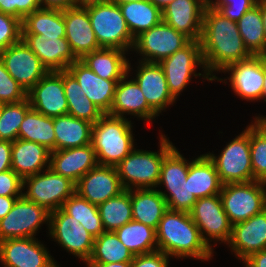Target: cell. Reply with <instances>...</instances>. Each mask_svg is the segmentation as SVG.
<instances>
[{"instance_id":"obj_13","label":"cell","mask_w":266,"mask_h":267,"mask_svg":"<svg viewBox=\"0 0 266 267\" xmlns=\"http://www.w3.org/2000/svg\"><path fill=\"white\" fill-rule=\"evenodd\" d=\"M189 213L209 248L213 250L210 243L212 240L214 243L216 240L228 244L232 234V224L223 209L219 194L197 199Z\"/></svg>"},{"instance_id":"obj_29","label":"cell","mask_w":266,"mask_h":267,"mask_svg":"<svg viewBox=\"0 0 266 267\" xmlns=\"http://www.w3.org/2000/svg\"><path fill=\"white\" fill-rule=\"evenodd\" d=\"M186 180H189L190 191L196 199L218 195L223 186L216 167L207 154L189 161Z\"/></svg>"},{"instance_id":"obj_22","label":"cell","mask_w":266,"mask_h":267,"mask_svg":"<svg viewBox=\"0 0 266 267\" xmlns=\"http://www.w3.org/2000/svg\"><path fill=\"white\" fill-rule=\"evenodd\" d=\"M22 40L41 60L48 71H62L78 59L65 37L22 34Z\"/></svg>"},{"instance_id":"obj_40","label":"cell","mask_w":266,"mask_h":267,"mask_svg":"<svg viewBox=\"0 0 266 267\" xmlns=\"http://www.w3.org/2000/svg\"><path fill=\"white\" fill-rule=\"evenodd\" d=\"M61 209L79 221L95 238L105 232L98 206L91 204L76 192L63 203Z\"/></svg>"},{"instance_id":"obj_46","label":"cell","mask_w":266,"mask_h":267,"mask_svg":"<svg viewBox=\"0 0 266 267\" xmlns=\"http://www.w3.org/2000/svg\"><path fill=\"white\" fill-rule=\"evenodd\" d=\"M25 99L27 92L12 78L0 60V103H18Z\"/></svg>"},{"instance_id":"obj_2","label":"cell","mask_w":266,"mask_h":267,"mask_svg":"<svg viewBox=\"0 0 266 267\" xmlns=\"http://www.w3.org/2000/svg\"><path fill=\"white\" fill-rule=\"evenodd\" d=\"M158 250L170 257L208 261L213 250L203 241L190 213L167 209L156 230Z\"/></svg>"},{"instance_id":"obj_64","label":"cell","mask_w":266,"mask_h":267,"mask_svg":"<svg viewBox=\"0 0 266 267\" xmlns=\"http://www.w3.org/2000/svg\"><path fill=\"white\" fill-rule=\"evenodd\" d=\"M243 263H245V267H252L249 263H247L245 260H243Z\"/></svg>"},{"instance_id":"obj_51","label":"cell","mask_w":266,"mask_h":267,"mask_svg":"<svg viewBox=\"0 0 266 267\" xmlns=\"http://www.w3.org/2000/svg\"><path fill=\"white\" fill-rule=\"evenodd\" d=\"M40 8L38 0H17V18L23 20L26 15Z\"/></svg>"},{"instance_id":"obj_58","label":"cell","mask_w":266,"mask_h":267,"mask_svg":"<svg viewBox=\"0 0 266 267\" xmlns=\"http://www.w3.org/2000/svg\"><path fill=\"white\" fill-rule=\"evenodd\" d=\"M107 1L109 0H74V7L87 8Z\"/></svg>"},{"instance_id":"obj_19","label":"cell","mask_w":266,"mask_h":267,"mask_svg":"<svg viewBox=\"0 0 266 267\" xmlns=\"http://www.w3.org/2000/svg\"><path fill=\"white\" fill-rule=\"evenodd\" d=\"M206 6L204 0H174L162 9V21L191 40H200Z\"/></svg>"},{"instance_id":"obj_54","label":"cell","mask_w":266,"mask_h":267,"mask_svg":"<svg viewBox=\"0 0 266 267\" xmlns=\"http://www.w3.org/2000/svg\"><path fill=\"white\" fill-rule=\"evenodd\" d=\"M17 198L20 197L0 196V220L3 219L11 211Z\"/></svg>"},{"instance_id":"obj_53","label":"cell","mask_w":266,"mask_h":267,"mask_svg":"<svg viewBox=\"0 0 266 267\" xmlns=\"http://www.w3.org/2000/svg\"><path fill=\"white\" fill-rule=\"evenodd\" d=\"M245 261L252 267H266V249L251 254Z\"/></svg>"},{"instance_id":"obj_26","label":"cell","mask_w":266,"mask_h":267,"mask_svg":"<svg viewBox=\"0 0 266 267\" xmlns=\"http://www.w3.org/2000/svg\"><path fill=\"white\" fill-rule=\"evenodd\" d=\"M98 164L92 144L51 151L49 168L75 184Z\"/></svg>"},{"instance_id":"obj_55","label":"cell","mask_w":266,"mask_h":267,"mask_svg":"<svg viewBox=\"0 0 266 267\" xmlns=\"http://www.w3.org/2000/svg\"><path fill=\"white\" fill-rule=\"evenodd\" d=\"M0 12L17 17V0H0Z\"/></svg>"},{"instance_id":"obj_47","label":"cell","mask_w":266,"mask_h":267,"mask_svg":"<svg viewBox=\"0 0 266 267\" xmlns=\"http://www.w3.org/2000/svg\"><path fill=\"white\" fill-rule=\"evenodd\" d=\"M258 0H210L207 6L224 17L237 22Z\"/></svg>"},{"instance_id":"obj_1","label":"cell","mask_w":266,"mask_h":267,"mask_svg":"<svg viewBox=\"0 0 266 267\" xmlns=\"http://www.w3.org/2000/svg\"><path fill=\"white\" fill-rule=\"evenodd\" d=\"M200 46L206 72L220 82L213 72H221L228 65L246 60L252 55L244 45L237 23L217 10L206 6L203 15Z\"/></svg>"},{"instance_id":"obj_11","label":"cell","mask_w":266,"mask_h":267,"mask_svg":"<svg viewBox=\"0 0 266 267\" xmlns=\"http://www.w3.org/2000/svg\"><path fill=\"white\" fill-rule=\"evenodd\" d=\"M50 212L24 196L17 198L11 211L0 220V241L10 238H35L43 223L49 228Z\"/></svg>"},{"instance_id":"obj_24","label":"cell","mask_w":266,"mask_h":267,"mask_svg":"<svg viewBox=\"0 0 266 267\" xmlns=\"http://www.w3.org/2000/svg\"><path fill=\"white\" fill-rule=\"evenodd\" d=\"M126 74L116 85L113 103L108 114L125 118L127 113L144 121H153L159 116L147 103L143 92L134 79Z\"/></svg>"},{"instance_id":"obj_43","label":"cell","mask_w":266,"mask_h":267,"mask_svg":"<svg viewBox=\"0 0 266 267\" xmlns=\"http://www.w3.org/2000/svg\"><path fill=\"white\" fill-rule=\"evenodd\" d=\"M250 153L253 181L266 179V139L250 124Z\"/></svg>"},{"instance_id":"obj_41","label":"cell","mask_w":266,"mask_h":267,"mask_svg":"<svg viewBox=\"0 0 266 267\" xmlns=\"http://www.w3.org/2000/svg\"><path fill=\"white\" fill-rule=\"evenodd\" d=\"M31 108L29 100L18 103H2L0 115V140L15 141L18 139V131L26 112Z\"/></svg>"},{"instance_id":"obj_39","label":"cell","mask_w":266,"mask_h":267,"mask_svg":"<svg viewBox=\"0 0 266 267\" xmlns=\"http://www.w3.org/2000/svg\"><path fill=\"white\" fill-rule=\"evenodd\" d=\"M132 252L119 240L115 232H103L95 238L93 251L87 263L131 262Z\"/></svg>"},{"instance_id":"obj_30","label":"cell","mask_w":266,"mask_h":267,"mask_svg":"<svg viewBox=\"0 0 266 267\" xmlns=\"http://www.w3.org/2000/svg\"><path fill=\"white\" fill-rule=\"evenodd\" d=\"M55 151L91 144L93 124L69 114L53 118Z\"/></svg>"},{"instance_id":"obj_18","label":"cell","mask_w":266,"mask_h":267,"mask_svg":"<svg viewBox=\"0 0 266 267\" xmlns=\"http://www.w3.org/2000/svg\"><path fill=\"white\" fill-rule=\"evenodd\" d=\"M223 73H230L228 80L234 93L242 100L261 99L264 84V56L250 58L228 65Z\"/></svg>"},{"instance_id":"obj_63","label":"cell","mask_w":266,"mask_h":267,"mask_svg":"<svg viewBox=\"0 0 266 267\" xmlns=\"http://www.w3.org/2000/svg\"><path fill=\"white\" fill-rule=\"evenodd\" d=\"M111 2H114L116 4H123V3H128V2H140V1H143V0H109Z\"/></svg>"},{"instance_id":"obj_42","label":"cell","mask_w":266,"mask_h":267,"mask_svg":"<svg viewBox=\"0 0 266 267\" xmlns=\"http://www.w3.org/2000/svg\"><path fill=\"white\" fill-rule=\"evenodd\" d=\"M189 162L174 147L165 157L161 165L159 186H179L186 182Z\"/></svg>"},{"instance_id":"obj_12","label":"cell","mask_w":266,"mask_h":267,"mask_svg":"<svg viewBox=\"0 0 266 267\" xmlns=\"http://www.w3.org/2000/svg\"><path fill=\"white\" fill-rule=\"evenodd\" d=\"M49 235L81 261L91 257L95 237L61 208L50 212Z\"/></svg>"},{"instance_id":"obj_59","label":"cell","mask_w":266,"mask_h":267,"mask_svg":"<svg viewBox=\"0 0 266 267\" xmlns=\"http://www.w3.org/2000/svg\"><path fill=\"white\" fill-rule=\"evenodd\" d=\"M261 16H262V22H263V28L266 36V1L261 0Z\"/></svg>"},{"instance_id":"obj_31","label":"cell","mask_w":266,"mask_h":267,"mask_svg":"<svg viewBox=\"0 0 266 267\" xmlns=\"http://www.w3.org/2000/svg\"><path fill=\"white\" fill-rule=\"evenodd\" d=\"M132 218L157 230L168 209L165 198L155 189H131Z\"/></svg>"},{"instance_id":"obj_25","label":"cell","mask_w":266,"mask_h":267,"mask_svg":"<svg viewBox=\"0 0 266 267\" xmlns=\"http://www.w3.org/2000/svg\"><path fill=\"white\" fill-rule=\"evenodd\" d=\"M67 70L80 84L85 96L105 114L109 113L117 83L120 80H107L96 75L81 60L73 62Z\"/></svg>"},{"instance_id":"obj_28","label":"cell","mask_w":266,"mask_h":267,"mask_svg":"<svg viewBox=\"0 0 266 267\" xmlns=\"http://www.w3.org/2000/svg\"><path fill=\"white\" fill-rule=\"evenodd\" d=\"M126 52L116 48H100L86 54L81 61L101 78L121 80L132 69Z\"/></svg>"},{"instance_id":"obj_38","label":"cell","mask_w":266,"mask_h":267,"mask_svg":"<svg viewBox=\"0 0 266 267\" xmlns=\"http://www.w3.org/2000/svg\"><path fill=\"white\" fill-rule=\"evenodd\" d=\"M98 210L104 230L115 232L118 228L133 220L131 189L124 190L118 196L99 204Z\"/></svg>"},{"instance_id":"obj_37","label":"cell","mask_w":266,"mask_h":267,"mask_svg":"<svg viewBox=\"0 0 266 267\" xmlns=\"http://www.w3.org/2000/svg\"><path fill=\"white\" fill-rule=\"evenodd\" d=\"M115 234L134 256L158 250L156 230L141 222L131 220L118 228Z\"/></svg>"},{"instance_id":"obj_8","label":"cell","mask_w":266,"mask_h":267,"mask_svg":"<svg viewBox=\"0 0 266 267\" xmlns=\"http://www.w3.org/2000/svg\"><path fill=\"white\" fill-rule=\"evenodd\" d=\"M42 173V174H41ZM23 196L49 212L60 209L63 203L75 193L76 184L69 178L47 168L44 171L23 179Z\"/></svg>"},{"instance_id":"obj_35","label":"cell","mask_w":266,"mask_h":267,"mask_svg":"<svg viewBox=\"0 0 266 267\" xmlns=\"http://www.w3.org/2000/svg\"><path fill=\"white\" fill-rule=\"evenodd\" d=\"M244 45L252 56H266V36L261 16V0L237 22Z\"/></svg>"},{"instance_id":"obj_15","label":"cell","mask_w":266,"mask_h":267,"mask_svg":"<svg viewBox=\"0 0 266 267\" xmlns=\"http://www.w3.org/2000/svg\"><path fill=\"white\" fill-rule=\"evenodd\" d=\"M0 60L26 92L49 72L23 40L9 46L0 54Z\"/></svg>"},{"instance_id":"obj_23","label":"cell","mask_w":266,"mask_h":267,"mask_svg":"<svg viewBox=\"0 0 266 267\" xmlns=\"http://www.w3.org/2000/svg\"><path fill=\"white\" fill-rule=\"evenodd\" d=\"M66 40L74 56L81 60L86 54L99 50V46L86 8L63 9Z\"/></svg>"},{"instance_id":"obj_14","label":"cell","mask_w":266,"mask_h":267,"mask_svg":"<svg viewBox=\"0 0 266 267\" xmlns=\"http://www.w3.org/2000/svg\"><path fill=\"white\" fill-rule=\"evenodd\" d=\"M31 108L54 118L68 114L67 99L63 85V70L49 71L28 92Z\"/></svg>"},{"instance_id":"obj_6","label":"cell","mask_w":266,"mask_h":267,"mask_svg":"<svg viewBox=\"0 0 266 267\" xmlns=\"http://www.w3.org/2000/svg\"><path fill=\"white\" fill-rule=\"evenodd\" d=\"M213 161L222 184L253 181L250 153V125L224 147L220 155L207 154Z\"/></svg>"},{"instance_id":"obj_4","label":"cell","mask_w":266,"mask_h":267,"mask_svg":"<svg viewBox=\"0 0 266 267\" xmlns=\"http://www.w3.org/2000/svg\"><path fill=\"white\" fill-rule=\"evenodd\" d=\"M157 152L134 148L117 166L124 190L154 189L158 186L164 157L175 147L165 134L160 135Z\"/></svg>"},{"instance_id":"obj_62","label":"cell","mask_w":266,"mask_h":267,"mask_svg":"<svg viewBox=\"0 0 266 267\" xmlns=\"http://www.w3.org/2000/svg\"><path fill=\"white\" fill-rule=\"evenodd\" d=\"M263 189L264 210H266V179L261 181Z\"/></svg>"},{"instance_id":"obj_61","label":"cell","mask_w":266,"mask_h":267,"mask_svg":"<svg viewBox=\"0 0 266 267\" xmlns=\"http://www.w3.org/2000/svg\"><path fill=\"white\" fill-rule=\"evenodd\" d=\"M149 1H151L154 5H156L162 10L166 5H168L170 2L174 0H149Z\"/></svg>"},{"instance_id":"obj_49","label":"cell","mask_w":266,"mask_h":267,"mask_svg":"<svg viewBox=\"0 0 266 267\" xmlns=\"http://www.w3.org/2000/svg\"><path fill=\"white\" fill-rule=\"evenodd\" d=\"M169 256L162 251H154L151 253L134 256L131 261V267H168Z\"/></svg>"},{"instance_id":"obj_48","label":"cell","mask_w":266,"mask_h":267,"mask_svg":"<svg viewBox=\"0 0 266 267\" xmlns=\"http://www.w3.org/2000/svg\"><path fill=\"white\" fill-rule=\"evenodd\" d=\"M23 179L12 169L0 173V196H23Z\"/></svg>"},{"instance_id":"obj_27","label":"cell","mask_w":266,"mask_h":267,"mask_svg":"<svg viewBox=\"0 0 266 267\" xmlns=\"http://www.w3.org/2000/svg\"><path fill=\"white\" fill-rule=\"evenodd\" d=\"M50 154L44 145L16 139L12 144L11 169L22 179L35 175L49 168Z\"/></svg>"},{"instance_id":"obj_36","label":"cell","mask_w":266,"mask_h":267,"mask_svg":"<svg viewBox=\"0 0 266 267\" xmlns=\"http://www.w3.org/2000/svg\"><path fill=\"white\" fill-rule=\"evenodd\" d=\"M18 139L35 142L55 151L53 118L30 108L20 125Z\"/></svg>"},{"instance_id":"obj_3","label":"cell","mask_w":266,"mask_h":267,"mask_svg":"<svg viewBox=\"0 0 266 267\" xmlns=\"http://www.w3.org/2000/svg\"><path fill=\"white\" fill-rule=\"evenodd\" d=\"M133 138L131 121L105 113L92 126L98 164L116 167L134 149Z\"/></svg>"},{"instance_id":"obj_52","label":"cell","mask_w":266,"mask_h":267,"mask_svg":"<svg viewBox=\"0 0 266 267\" xmlns=\"http://www.w3.org/2000/svg\"><path fill=\"white\" fill-rule=\"evenodd\" d=\"M41 8L67 9L74 7V0H38Z\"/></svg>"},{"instance_id":"obj_21","label":"cell","mask_w":266,"mask_h":267,"mask_svg":"<svg viewBox=\"0 0 266 267\" xmlns=\"http://www.w3.org/2000/svg\"><path fill=\"white\" fill-rule=\"evenodd\" d=\"M134 79L139 85L148 105L160 114L176 99L169 92L166 77L159 63L139 61Z\"/></svg>"},{"instance_id":"obj_45","label":"cell","mask_w":266,"mask_h":267,"mask_svg":"<svg viewBox=\"0 0 266 267\" xmlns=\"http://www.w3.org/2000/svg\"><path fill=\"white\" fill-rule=\"evenodd\" d=\"M22 40V20L0 12V54Z\"/></svg>"},{"instance_id":"obj_57","label":"cell","mask_w":266,"mask_h":267,"mask_svg":"<svg viewBox=\"0 0 266 267\" xmlns=\"http://www.w3.org/2000/svg\"><path fill=\"white\" fill-rule=\"evenodd\" d=\"M88 267H131V262L86 263Z\"/></svg>"},{"instance_id":"obj_7","label":"cell","mask_w":266,"mask_h":267,"mask_svg":"<svg viewBox=\"0 0 266 267\" xmlns=\"http://www.w3.org/2000/svg\"><path fill=\"white\" fill-rule=\"evenodd\" d=\"M159 64L163 68L169 92L175 99L187 87L191 76H202L203 79L214 81L206 72L199 40H191L186 46L163 59ZM197 66L202 67L204 74L200 72L196 74Z\"/></svg>"},{"instance_id":"obj_32","label":"cell","mask_w":266,"mask_h":267,"mask_svg":"<svg viewBox=\"0 0 266 267\" xmlns=\"http://www.w3.org/2000/svg\"><path fill=\"white\" fill-rule=\"evenodd\" d=\"M63 85L69 115L87 120L92 124L104 115L99 107L85 96L80 84L68 70H63Z\"/></svg>"},{"instance_id":"obj_17","label":"cell","mask_w":266,"mask_h":267,"mask_svg":"<svg viewBox=\"0 0 266 267\" xmlns=\"http://www.w3.org/2000/svg\"><path fill=\"white\" fill-rule=\"evenodd\" d=\"M124 191L116 167L97 164L76 183L75 192L91 204L99 205Z\"/></svg>"},{"instance_id":"obj_50","label":"cell","mask_w":266,"mask_h":267,"mask_svg":"<svg viewBox=\"0 0 266 267\" xmlns=\"http://www.w3.org/2000/svg\"><path fill=\"white\" fill-rule=\"evenodd\" d=\"M12 141L0 140V173L11 170Z\"/></svg>"},{"instance_id":"obj_5","label":"cell","mask_w":266,"mask_h":267,"mask_svg":"<svg viewBox=\"0 0 266 267\" xmlns=\"http://www.w3.org/2000/svg\"><path fill=\"white\" fill-rule=\"evenodd\" d=\"M101 48L133 49L135 38L127 26L119 5L107 1L86 8Z\"/></svg>"},{"instance_id":"obj_65","label":"cell","mask_w":266,"mask_h":267,"mask_svg":"<svg viewBox=\"0 0 266 267\" xmlns=\"http://www.w3.org/2000/svg\"><path fill=\"white\" fill-rule=\"evenodd\" d=\"M1 112H2V103H0V115H1Z\"/></svg>"},{"instance_id":"obj_9","label":"cell","mask_w":266,"mask_h":267,"mask_svg":"<svg viewBox=\"0 0 266 267\" xmlns=\"http://www.w3.org/2000/svg\"><path fill=\"white\" fill-rule=\"evenodd\" d=\"M219 195L232 225L248 220L264 210L261 181L224 184Z\"/></svg>"},{"instance_id":"obj_56","label":"cell","mask_w":266,"mask_h":267,"mask_svg":"<svg viewBox=\"0 0 266 267\" xmlns=\"http://www.w3.org/2000/svg\"><path fill=\"white\" fill-rule=\"evenodd\" d=\"M251 125L266 139V117L255 116L254 122Z\"/></svg>"},{"instance_id":"obj_60","label":"cell","mask_w":266,"mask_h":267,"mask_svg":"<svg viewBox=\"0 0 266 267\" xmlns=\"http://www.w3.org/2000/svg\"><path fill=\"white\" fill-rule=\"evenodd\" d=\"M261 99L266 102V56H264V84L262 88Z\"/></svg>"},{"instance_id":"obj_44","label":"cell","mask_w":266,"mask_h":267,"mask_svg":"<svg viewBox=\"0 0 266 267\" xmlns=\"http://www.w3.org/2000/svg\"><path fill=\"white\" fill-rule=\"evenodd\" d=\"M165 187L168 192H162L161 189L159 192L165 198L168 209L184 211L188 213L192 210L197 199L190 191L189 180H186L183 185Z\"/></svg>"},{"instance_id":"obj_34","label":"cell","mask_w":266,"mask_h":267,"mask_svg":"<svg viewBox=\"0 0 266 267\" xmlns=\"http://www.w3.org/2000/svg\"><path fill=\"white\" fill-rule=\"evenodd\" d=\"M118 5L134 38L162 21V10L149 0Z\"/></svg>"},{"instance_id":"obj_20","label":"cell","mask_w":266,"mask_h":267,"mask_svg":"<svg viewBox=\"0 0 266 267\" xmlns=\"http://www.w3.org/2000/svg\"><path fill=\"white\" fill-rule=\"evenodd\" d=\"M236 258L245 260L251 254L266 249V210L248 220L232 225L228 242Z\"/></svg>"},{"instance_id":"obj_33","label":"cell","mask_w":266,"mask_h":267,"mask_svg":"<svg viewBox=\"0 0 266 267\" xmlns=\"http://www.w3.org/2000/svg\"><path fill=\"white\" fill-rule=\"evenodd\" d=\"M22 34L66 37L63 10L40 8L22 20Z\"/></svg>"},{"instance_id":"obj_16","label":"cell","mask_w":266,"mask_h":267,"mask_svg":"<svg viewBox=\"0 0 266 267\" xmlns=\"http://www.w3.org/2000/svg\"><path fill=\"white\" fill-rule=\"evenodd\" d=\"M3 267H53L57 262L36 238H10L0 241Z\"/></svg>"},{"instance_id":"obj_10","label":"cell","mask_w":266,"mask_h":267,"mask_svg":"<svg viewBox=\"0 0 266 267\" xmlns=\"http://www.w3.org/2000/svg\"><path fill=\"white\" fill-rule=\"evenodd\" d=\"M190 41L191 39L185 34L161 21L137 36L132 50L142 55L143 58L139 61L160 63Z\"/></svg>"}]
</instances>
